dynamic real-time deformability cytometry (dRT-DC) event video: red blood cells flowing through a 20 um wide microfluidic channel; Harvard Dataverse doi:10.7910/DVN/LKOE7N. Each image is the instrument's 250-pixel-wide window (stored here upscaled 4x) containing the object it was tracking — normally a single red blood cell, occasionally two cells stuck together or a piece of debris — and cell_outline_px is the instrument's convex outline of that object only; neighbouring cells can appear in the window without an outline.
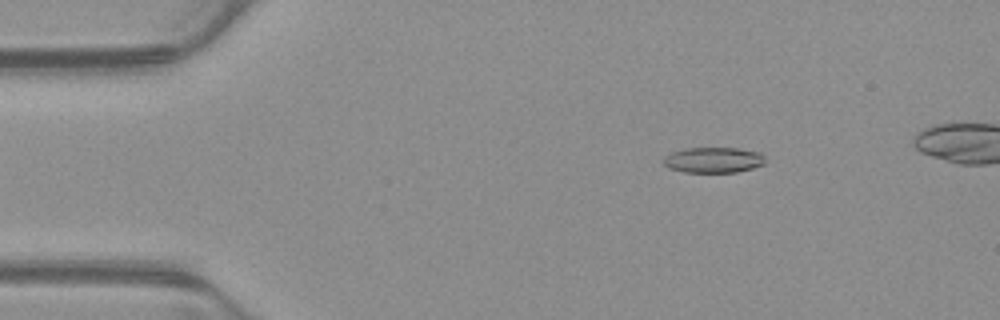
{"species": "common noctule bat (a hibernating species)", "species_latin": "Nyctalus noctula", "temperature_condition": "warm", "stored_images_in_passage": 50, "camera_frame_rate_fps": 3000, "um_per_image_px": 0.085, "animal": {"sex": "male", "body_mass_g": 23.1, "forearm_length_mm": 52.7}, "frame": {"image": 1, "passage_image": 9, "time_ms": 2.667, "image_size_px": [1000, 320], "cell_outline_px": [[764, 164], [752, 168], [736, 172], [684, 172], [668, 168], [664, 164], [664, 156], [672, 152], [684, 148], [740, 148], [760, 152], [764, 156]], "centroid_in_image_um": [60.63, 13.59], "position_along_channel_um": 24.4, "area_um2": 15.2}}
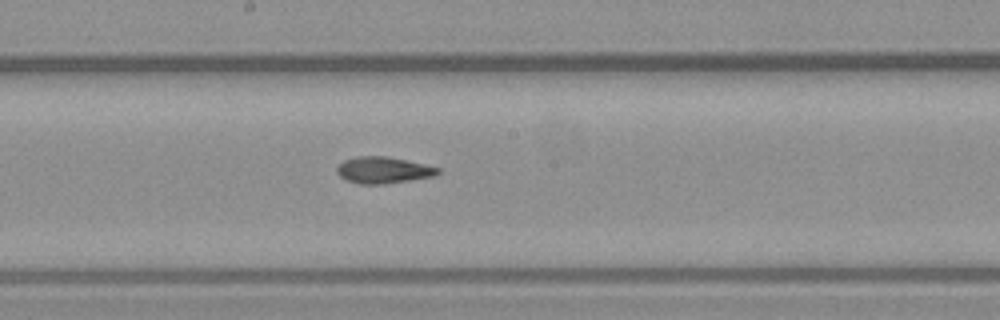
{"frame": {"image": 2, "passage_image": 29, "time_ms": 9.333, "image_size_px": [1000, 320], "cell_outline_px": [[440, 172], [432, 176], [384, 184], [360, 184], [348, 180], [340, 176], [336, 172], [336, 168], [344, 160], [356, 156], [388, 156], [424, 164], [440, 168]], "centroid_in_image_um": [32.55, 14.45], "position_along_channel_um": 215.6, "area_um2": 15.43}}
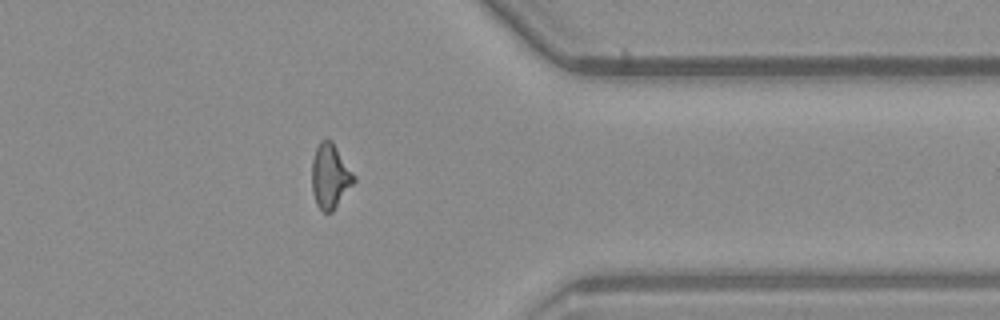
{"frame": {"image": 3, "passage_image": 43, "time_ms": 14.0, "image_size_px": [1000, 320], "cell_outline_px": [[356, 180], [332, 212], [324, 212], [316, 204], [312, 192], [312, 160], [316, 148], [320, 140], [332, 140], [356, 176]], "centroid_in_image_um": [28.06, 14.96], "position_along_channel_um": 383.3, "area_um2": 15.84}, "authors_computed_cell_mechanics": {"area_um2": 15.6638, "velocity_mm_per_s": 3.897, "shape_relaxation_time_tau1_ms": 9.0801, "shape_relaxation_time_tau2_ms": 5.2141, "deformation_change_tau1": 0.2406, "deformation_change_tau2": 0.1105}}